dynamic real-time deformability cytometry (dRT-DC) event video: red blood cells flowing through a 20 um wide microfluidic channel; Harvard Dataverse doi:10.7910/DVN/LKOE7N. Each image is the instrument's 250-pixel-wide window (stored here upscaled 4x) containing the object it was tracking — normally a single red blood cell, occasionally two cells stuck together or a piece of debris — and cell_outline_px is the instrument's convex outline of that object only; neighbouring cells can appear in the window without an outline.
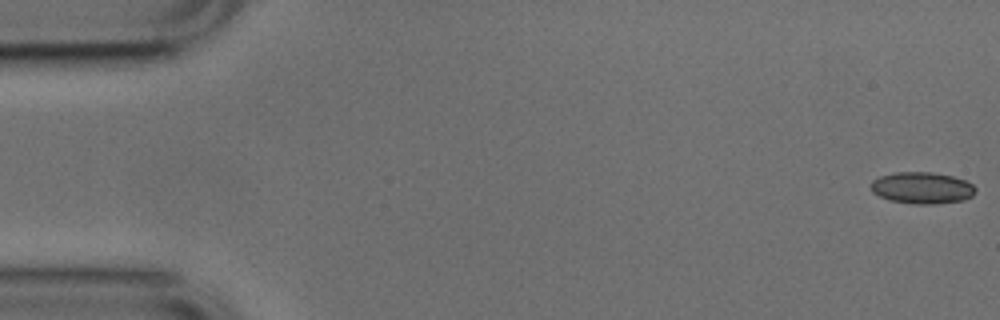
{"species": "common noctule bat (a hibernating species)", "species_latin": "Nyctalus noctula", "temperature_condition": "cold", "stored_images_in_passage": 17, "camera_frame_rate_fps": 3000, "um_per_image_px": 0.085, "animal": {"sex": "male", "body_mass_g": 17.9, "forearm_length_mm": 54.2}, "frame": {"image": 1, "passage_image": 1, "time_ms": 0.0, "image_size_px": [1000, 320], "cell_outline_px": [[976, 192], [972, 196], [964, 200], [932, 204], [916, 204], [888, 200], [872, 192], [872, 180], [880, 176], [892, 172], [932, 172], [952, 176], [964, 180], [972, 184], [976, 188]], "centroid_in_image_um": [78.38, 15.97], "position_along_channel_um": 6.6, "area_um2": 19.31}}
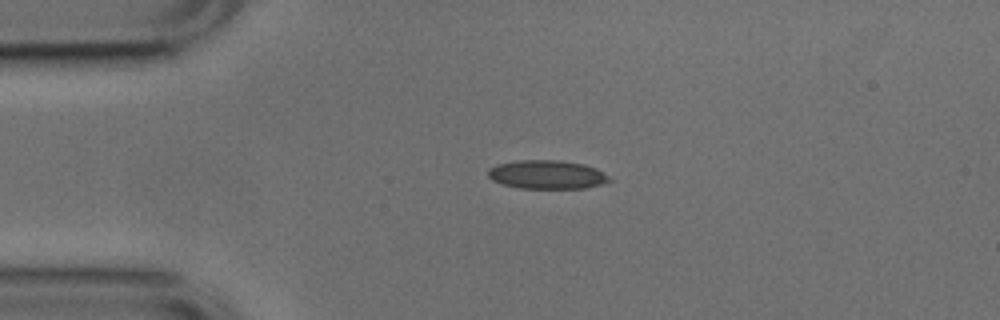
{"frame": {"image": 2, "passage_image": 12, "time_ms": 3.667, "image_size_px": [1000, 320], "cell_outline_px": [[612, 180], [600, 184], [584, 188], [520, 188], [500, 184], [492, 180], [488, 176], [488, 168], [496, 164], [520, 160], [560, 160], [584, 164], [596, 168], [608, 176]], "centroid_in_image_um": [46.45, 14.83], "position_along_channel_um": 38.5, "area_um2": 20.29}}